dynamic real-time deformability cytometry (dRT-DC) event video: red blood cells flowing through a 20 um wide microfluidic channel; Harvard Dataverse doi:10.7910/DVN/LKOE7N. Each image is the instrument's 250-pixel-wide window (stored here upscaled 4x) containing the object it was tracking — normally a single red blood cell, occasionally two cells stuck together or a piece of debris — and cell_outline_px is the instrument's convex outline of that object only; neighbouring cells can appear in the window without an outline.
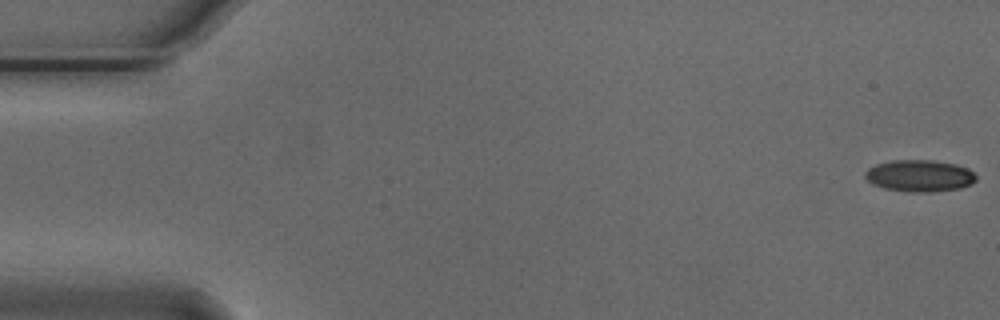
{"species": "Egyptian fruit bat (a non-hibernating species)", "species_latin": "Rousettus aegyptiacus", "temperature_condition": "cold", "stored_images_in_passage": 55, "camera_frame_rate_fps": 3000, "um_per_image_px": 0.085, "animal": {"sex": "male"}, "frame": {"image": 1, "passage_image": 1, "time_ms": 0.0, "image_size_px": [1000, 320], "cell_outline_px": [[976, 180], [972, 184], [960, 188], [932, 192], [908, 192], [884, 188], [872, 184], [864, 176], [864, 172], [868, 168], [876, 164], [892, 160], [932, 160], [956, 164], [968, 168], [976, 176]], "centroid_in_image_um": [78.16, 14.94], "position_along_channel_um": 6.8, "area_um2": 20.69}}
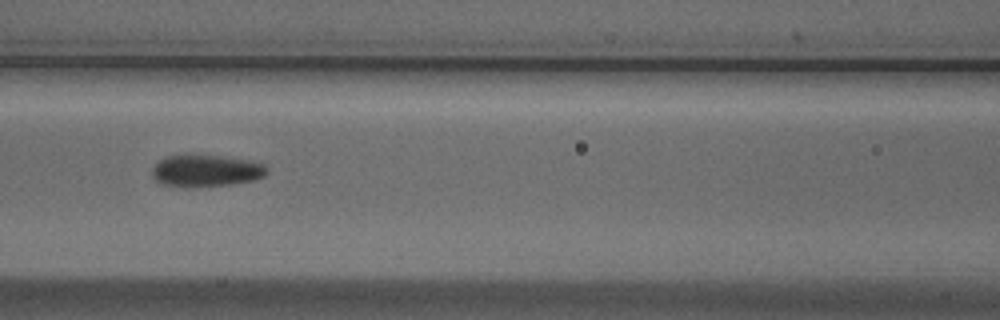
{"frame": {"image": 2, "passage_image": 24, "time_ms": 7.667, "image_size_px": [1000, 320], "cell_outline_px": [[268, 172], [264, 176], [252, 180], [232, 184], [188, 188], [184, 188], [160, 184], [152, 176], [152, 168], [164, 156], [224, 156], [248, 160], [264, 164], [268, 168]], "centroid_in_image_um": [17.5, 14.54], "position_along_channel_um": 149.1, "area_um2": 21.39}}
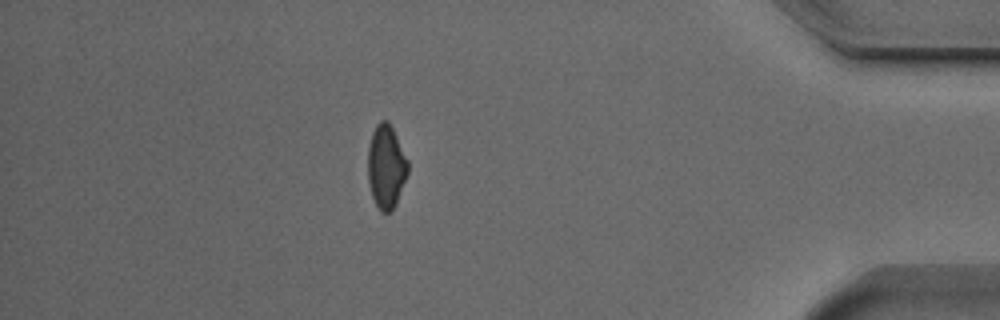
{"frame": {"image": 3, "passage_image": 48, "time_ms": 15.667, "image_size_px": [1000, 320], "cell_outline_px": [[408, 172], [396, 204], [392, 212], [380, 212], [372, 196], [368, 180], [368, 148], [372, 132], [376, 124], [380, 120], [388, 120], [408, 160]], "centroid_in_image_um": [32.81, 14.17], "position_along_channel_um": 402.4, "area_um2": 19.48}, "authors_computed_cell_mechanics": {"area_um2": 20.6346, "velocity_mm_per_s": 3.741, "shape_relaxation_time_tau1_ms": 6.1488, "shape_relaxation_time_tau2_ms": 2.394, "deformation_change_tau1": 0.1406, "deformation_change_tau2": 0.0808}}